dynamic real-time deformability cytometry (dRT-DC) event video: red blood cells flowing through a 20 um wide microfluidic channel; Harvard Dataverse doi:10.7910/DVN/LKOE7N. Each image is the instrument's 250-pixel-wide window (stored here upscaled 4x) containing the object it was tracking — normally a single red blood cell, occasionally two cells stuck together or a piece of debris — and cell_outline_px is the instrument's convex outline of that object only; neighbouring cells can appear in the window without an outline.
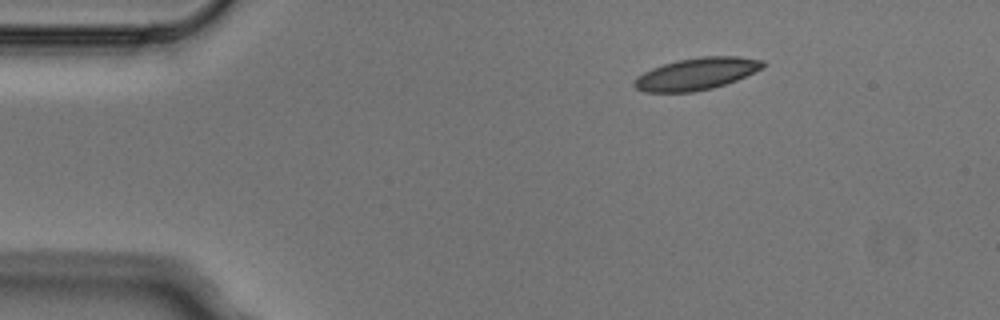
{"species": "Egyptian fruit bat (a non-hibernating species)", "species_latin": "Rousettus aegyptiacus", "temperature_condition": "cold", "stored_images_in_passage": 3, "camera_frame_rate_fps": 3000, "um_per_image_px": 0.085, "animal": {"sex": "male"}, "frame": {"image": 1, "passage_image": 1, "time_ms": 0.0, "image_size_px": [1000, 320], "cell_outline_px": [[768, 64], [764, 68], [736, 80], [712, 88], [692, 92], [644, 92], [636, 88], [632, 84], [636, 76], [652, 68], [676, 60], [700, 56], [740, 56], [764, 60]], "centroid_in_image_um": [59.22, 6.26], "position_along_channel_um": 25.8, "area_um2": 24.22}}
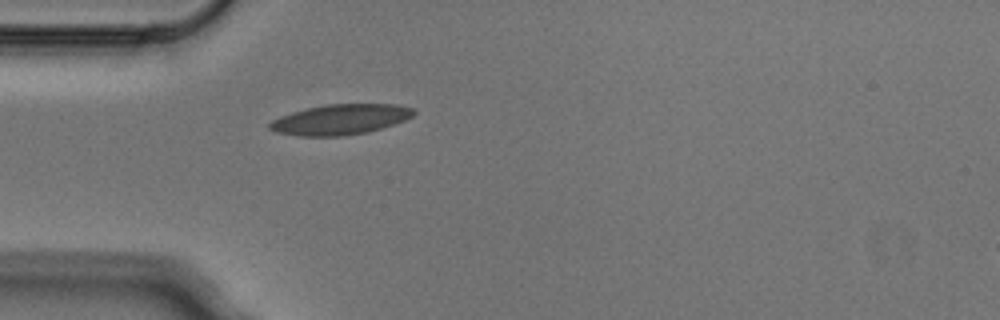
{"frame": {"image": 2, "passage_image": 3, "time_ms": 0.667, "image_size_px": [1000, 320], "cell_outline_px": [[416, 112], [412, 116], [404, 120], [368, 132], [344, 136], [300, 136], [276, 132], [268, 128], [268, 124], [272, 120], [280, 116], [292, 112], [308, 108], [328, 104], [396, 104], [412, 108]], "centroid_in_image_um": [28.9, 10.16], "position_along_channel_um": 56.1, "area_um2": 25.32}}